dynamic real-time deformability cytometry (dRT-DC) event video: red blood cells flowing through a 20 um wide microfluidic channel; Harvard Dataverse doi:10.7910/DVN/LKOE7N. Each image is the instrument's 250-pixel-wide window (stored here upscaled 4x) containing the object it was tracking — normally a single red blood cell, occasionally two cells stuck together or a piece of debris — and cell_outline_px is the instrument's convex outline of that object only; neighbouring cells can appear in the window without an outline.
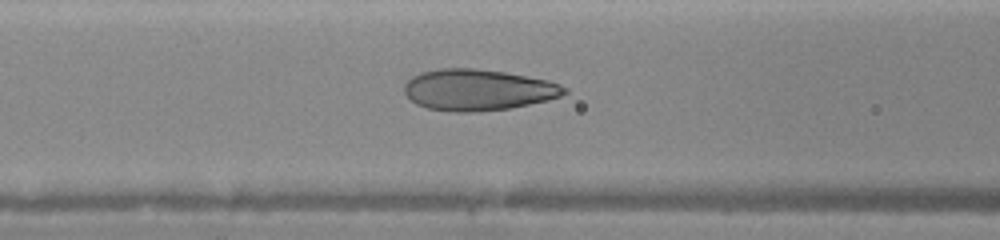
{"species": "human", "species_latin": "Homo sapiens", "temperature_condition": "warm", "stored_images_in_passage": 22, "camera_frame_rate_fps": 3000, "um_per_image_px": 0.085, "donor": {"sex": "female"}, "frame": {"image": 1, "passage_image": 14, "time_ms": 5.333, "image_size_px": [1000, 240], "cell_outline_px": [[568, 92], [560, 96], [548, 100], [508, 108], [472, 112], [452, 112], [428, 108], [416, 104], [404, 92], [404, 84], [412, 76], [420, 72], [440, 68], [472, 68], [504, 72], [548, 80], [560, 84], [568, 88]], "centroid_in_image_um": [40.62, 7.63], "position_along_channel_um": 126.0, "area_um2": 38.38}}
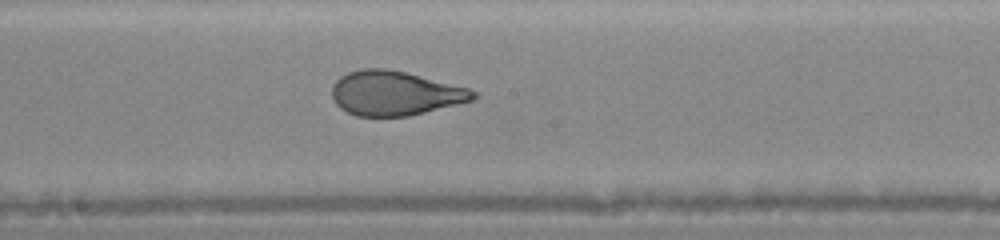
{"frame": {"image": 2, "passage_image": 19, "time_ms": 7.333, "image_size_px": [1000, 240], "cell_outline_px": [[480, 96], [472, 100], [408, 116], [356, 116], [340, 108], [336, 104], [332, 96], [332, 84], [340, 76], [348, 72], [364, 68], [388, 68], [468, 88], [476, 92]], "centroid_in_image_um": [33.53, 7.92], "position_along_channel_um": 214.7, "area_um2": 36.3}}
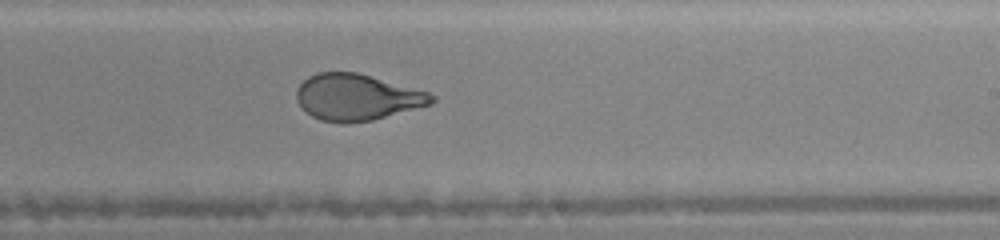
{"frame": {"image": 3, "passage_image": 22, "time_ms": 8.333, "image_size_px": [1000, 240], "cell_outline_px": [[436, 100], [432, 104], [372, 120], [348, 124], [344, 124], [320, 120], [312, 116], [296, 100], [296, 88], [308, 76], [316, 72], [356, 72], [428, 92], [436, 96]], "centroid_in_image_um": [30.33, 8.27], "position_along_channel_um": 258.7, "area_um2": 36.41}}